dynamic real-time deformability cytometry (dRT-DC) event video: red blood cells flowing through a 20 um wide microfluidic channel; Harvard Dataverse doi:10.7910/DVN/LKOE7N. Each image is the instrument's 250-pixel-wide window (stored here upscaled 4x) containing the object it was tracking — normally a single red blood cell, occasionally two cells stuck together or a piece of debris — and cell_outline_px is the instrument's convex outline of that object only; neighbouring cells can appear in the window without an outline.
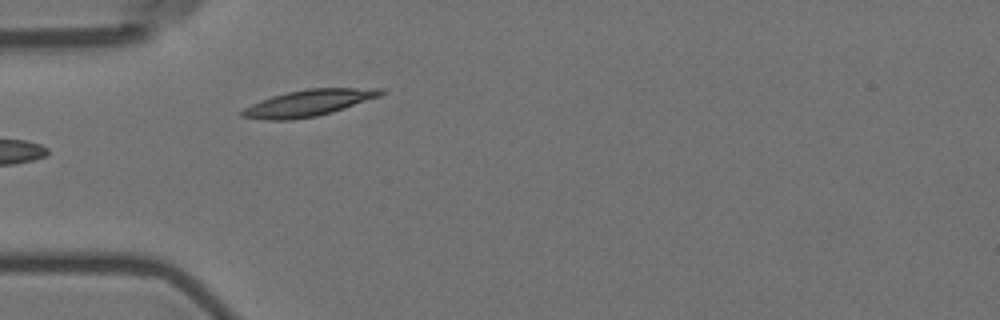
{"species": "Egyptian fruit bat (a non-hibernating species)", "species_latin": "Rousettus aegyptiacus", "temperature_condition": "room temperature", "stored_images_in_passage": 2, "camera_frame_rate_fps": 3000, "um_per_image_px": 0.085, "animal": {"sex": "female"}, "frame": {"image": 1, "passage_image": 2, "time_ms": 1.333, "image_size_px": [1000, 320], "cell_outline_px": [[388, 92], [380, 96], [332, 112], [316, 116], [292, 120], [264, 120], [240, 116], [240, 112], [244, 108], [260, 100], [272, 96], [288, 92], [308, 88], [384, 88]], "centroid_in_image_um": [26.24, 8.75], "position_along_channel_um": 58.8, "area_um2": 21.39}}